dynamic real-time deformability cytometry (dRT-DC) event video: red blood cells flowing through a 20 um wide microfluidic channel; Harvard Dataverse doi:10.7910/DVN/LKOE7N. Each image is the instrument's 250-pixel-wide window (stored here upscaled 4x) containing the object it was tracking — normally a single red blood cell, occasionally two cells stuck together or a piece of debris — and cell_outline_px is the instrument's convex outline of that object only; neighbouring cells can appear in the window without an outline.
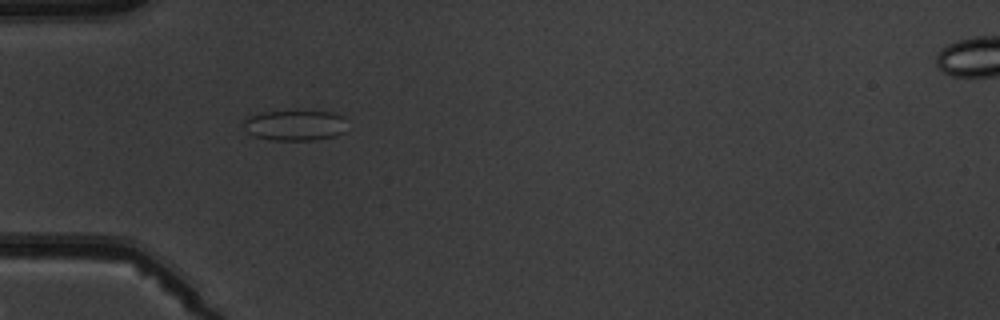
{"species": "common noctule bat (a hibernating species)", "species_latin": "Nyctalus noctula", "temperature_condition": "warm", "stored_images_in_passage": 7, "camera_frame_rate_fps": 3000, "um_per_image_px": 0.085, "animal": {"sex": "male", "body_mass_g": 19.5, "forearm_length_mm": 54.6}, "frame": {"image": 1, "passage_image": 5, "time_ms": 4.333, "image_size_px": [1000, 320], "cell_outline_px": [[344, 132], [336, 136], [316, 140], [272, 140], [252, 136], [248, 132], [244, 124], [244, 116], [260, 112], [332, 112], [344, 116]], "centroid_in_image_um": [25.04, 10.66], "position_along_channel_um": 60.0, "area_um2": 18.38}}
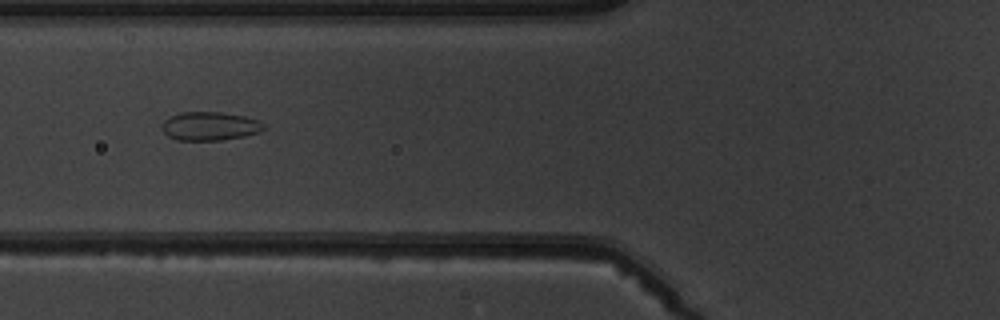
{"frame": {"image": 2, "passage_image": 6, "time_ms": 5.667, "image_size_px": [1000, 320], "cell_outline_px": [[264, 128], [260, 132], [244, 136], [220, 140], [176, 140], [168, 136], [164, 132], [160, 124], [164, 120], [180, 112], [220, 112], [244, 116], [256, 120], [264, 124]], "centroid_in_image_um": [17.8, 10.72], "position_along_channel_um": 108.0, "area_um2": 16.88}}
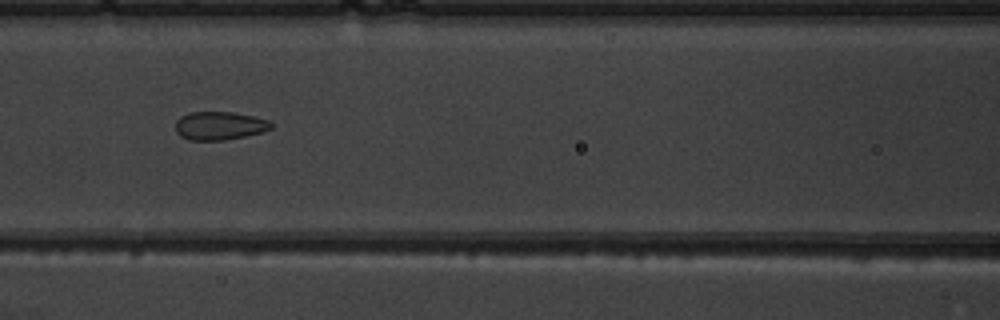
{"frame": {"image": 3, "passage_image": 7, "time_ms": 6.667, "image_size_px": [1000, 320], "cell_outline_px": [[272, 128], [264, 132], [224, 140], [188, 140], [180, 136], [176, 132], [176, 120], [180, 116], [192, 112], [232, 112], [252, 116], [268, 120], [272, 124]], "centroid_in_image_um": [18.64, 10.69], "position_along_channel_um": 148.0, "area_um2": 15.78}}